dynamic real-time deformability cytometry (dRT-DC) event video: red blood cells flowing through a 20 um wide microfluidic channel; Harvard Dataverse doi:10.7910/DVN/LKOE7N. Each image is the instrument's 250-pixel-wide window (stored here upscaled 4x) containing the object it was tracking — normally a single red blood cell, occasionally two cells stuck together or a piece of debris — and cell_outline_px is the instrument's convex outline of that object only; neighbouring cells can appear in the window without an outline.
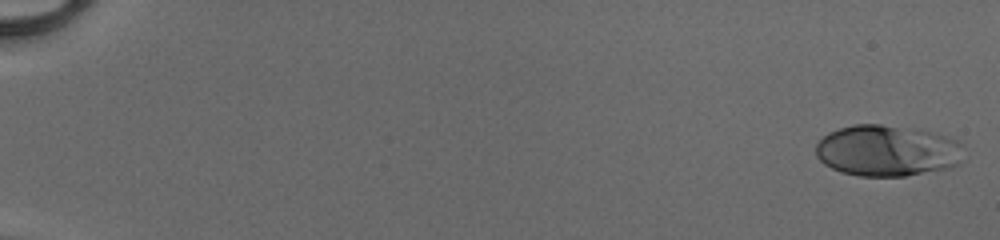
{"species": "human", "species_latin": "Homo sapiens", "temperature_condition": "cold", "stored_images_in_passage": 15, "camera_frame_rate_fps": 3000, "um_per_image_px": 0.085, "donor": {"sex": "male"}, "frame": {"image": 1, "passage_image": 1, "time_ms": 0.0, "image_size_px": [1000, 240], "cell_outline_px": [[960, 164], [952, 168], [904, 176], [860, 176], [840, 172], [824, 164], [816, 156], [816, 144], [828, 132], [852, 124], [880, 124], [920, 128], [956, 140], [960, 144]], "centroid_in_image_um": [75.39, 12.8], "position_along_channel_um": 9.6, "area_um2": 44.39}}